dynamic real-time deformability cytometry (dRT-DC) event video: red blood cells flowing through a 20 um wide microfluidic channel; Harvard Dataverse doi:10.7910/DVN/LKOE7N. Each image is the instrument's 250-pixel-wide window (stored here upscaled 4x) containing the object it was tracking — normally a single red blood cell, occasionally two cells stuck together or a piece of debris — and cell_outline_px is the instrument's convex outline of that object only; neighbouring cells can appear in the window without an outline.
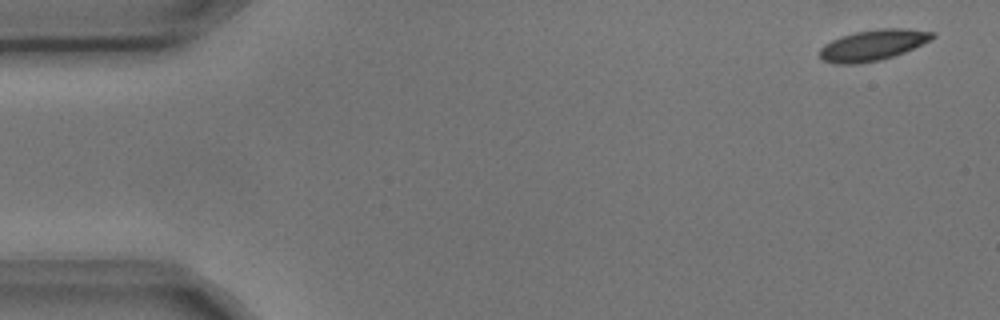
{"species": "common noctule bat (a hibernating species)", "species_latin": "Nyctalus noctula", "temperature_condition": "cold", "stored_images_in_passage": 5, "camera_frame_rate_fps": 3000, "um_per_image_px": 0.085, "animal": {"sex": "male", "body_mass_g": 17.9, "forearm_length_mm": 54.2}, "frame": {"image": 1, "passage_image": 1, "time_ms": 0.0, "image_size_px": [1000, 320], "cell_outline_px": [[936, 36], [904, 52], [880, 60], [856, 64], [836, 64], [824, 60], [820, 56], [820, 48], [824, 44], [840, 36], [856, 32], [880, 28], [904, 28], [936, 32]], "centroid_in_image_um": [74.18, 3.83], "position_along_channel_um": 10.8, "area_um2": 20.06}}
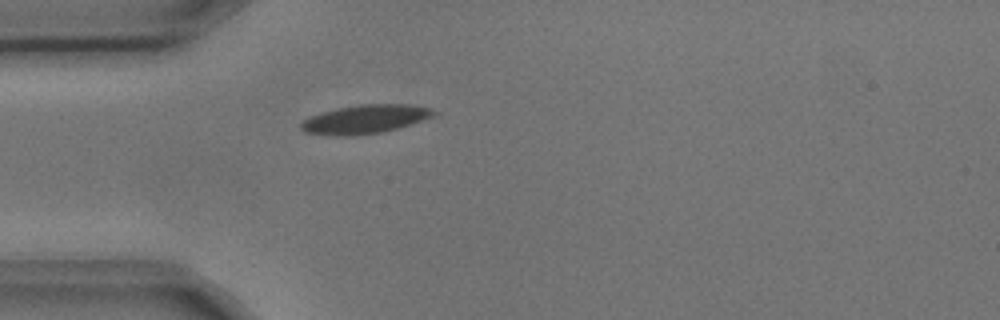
{"frame": {"image": 2, "passage_image": 4, "time_ms": 1.0, "image_size_px": [1000, 320], "cell_outline_px": [[440, 112], [436, 116], [396, 128], [380, 132], [352, 136], [336, 136], [304, 132], [300, 128], [300, 124], [304, 120], [312, 116], [324, 112], [340, 108], [360, 104], [412, 104], [432, 108]], "centroid_in_image_um": [31.1, 10.13], "position_along_channel_um": 53.9, "area_um2": 22.14}}